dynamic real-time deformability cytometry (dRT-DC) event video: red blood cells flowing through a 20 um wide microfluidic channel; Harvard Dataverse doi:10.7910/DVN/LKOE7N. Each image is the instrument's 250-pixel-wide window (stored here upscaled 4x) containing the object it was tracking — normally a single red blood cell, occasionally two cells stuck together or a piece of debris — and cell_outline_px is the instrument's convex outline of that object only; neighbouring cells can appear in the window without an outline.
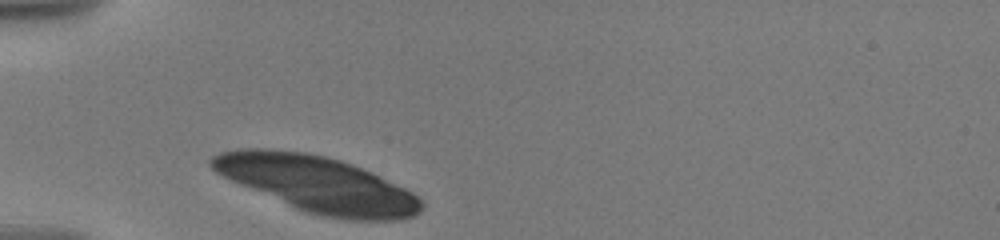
{"species": "human", "species_latin": "Homo sapiens", "temperature_condition": "warm", "stored_images_in_passage": 11, "camera_frame_rate_fps": 3000, "um_per_image_px": 0.085, "donor": {"sex": "male"}, "frame": {"image": 1, "passage_image": 1, "time_ms": 0.0, "image_size_px": [1000, 240], "cell_outline_px": [[424, 204], [420, 212], [416, 216], [400, 220], [348, 220], [320, 216], [304, 212], [240, 184], [216, 172], [208, 164], [208, 160], [212, 156], [220, 152], [244, 148], [268, 148], [308, 152], [340, 160], [352, 164], [372, 172], [412, 192]], "centroid_in_image_um": [26.99, 15.65], "position_along_channel_um": 58.0, "area_um2": 68.38}}